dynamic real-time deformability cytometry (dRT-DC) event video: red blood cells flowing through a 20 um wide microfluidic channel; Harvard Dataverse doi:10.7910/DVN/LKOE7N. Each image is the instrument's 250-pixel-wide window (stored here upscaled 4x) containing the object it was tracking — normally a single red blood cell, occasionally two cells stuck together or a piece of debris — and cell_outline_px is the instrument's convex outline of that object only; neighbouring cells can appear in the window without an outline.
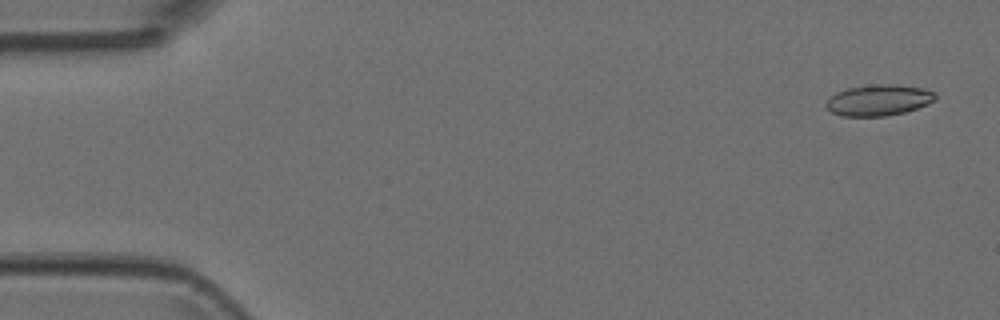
{"species": "Egyptian fruit bat (a non-hibernating species)", "species_latin": "Rousettus aegyptiacus", "temperature_condition": "room temperature", "stored_images_in_passage": 5, "camera_frame_rate_fps": 3000, "um_per_image_px": 0.085, "animal": {"sex": "female"}, "frame": {"image": 1, "passage_image": 1, "time_ms": 0.0, "image_size_px": [1000, 320], "cell_outline_px": [[936, 96], [932, 100], [916, 108], [904, 112], [888, 116], [840, 116], [832, 112], [824, 104], [836, 92], [848, 88], [880, 84], [888, 84], [924, 88], [936, 92]], "centroid_in_image_um": [74.66, 8.52], "position_along_channel_um": 10.3, "area_um2": 19.42}}